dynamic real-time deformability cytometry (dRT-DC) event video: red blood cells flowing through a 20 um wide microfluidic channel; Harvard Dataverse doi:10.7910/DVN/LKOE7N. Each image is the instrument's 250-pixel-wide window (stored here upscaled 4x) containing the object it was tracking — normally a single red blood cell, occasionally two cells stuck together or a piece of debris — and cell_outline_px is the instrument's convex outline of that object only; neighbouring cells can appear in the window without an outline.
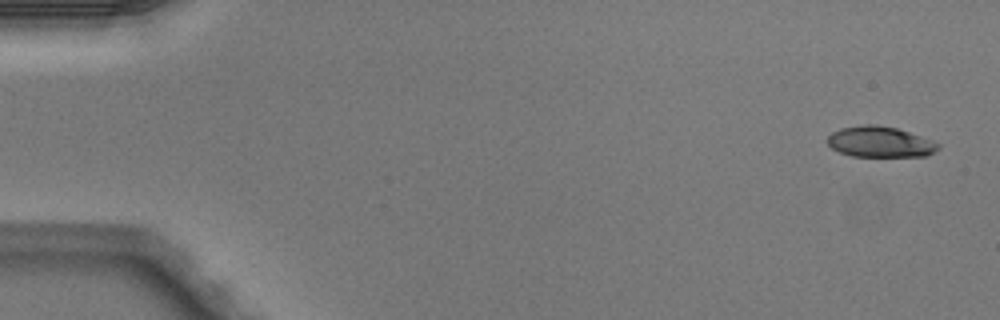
{"species": "Egyptian fruit bat (a non-hibernating species)", "species_latin": "Rousettus aegyptiacus", "temperature_condition": "warm", "stored_images_in_passage": 2, "segment_of_instrument_passage": [2, 2], "camera_frame_rate_fps": 3000, "um_per_image_px": 0.085, "animal": {"sex": "male"}, "frame": {"image": 1, "passage_image": 2, "time_ms": 0.333, "image_size_px": [1000, 320], "cell_outline_px": [[940, 148], [924, 156], [852, 156], [840, 152], [832, 148], [828, 144], [828, 136], [832, 132], [840, 128], [864, 124], [876, 124], [896, 128], [932, 140], [940, 144]], "centroid_in_image_um": [74.79, 12.05], "position_along_channel_um": 10.2, "area_um2": 19.71}}